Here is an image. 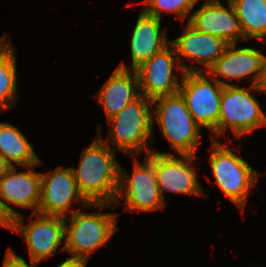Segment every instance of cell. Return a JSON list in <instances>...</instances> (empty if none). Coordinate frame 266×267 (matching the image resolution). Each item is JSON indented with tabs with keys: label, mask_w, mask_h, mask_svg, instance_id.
I'll use <instances>...</instances> for the list:
<instances>
[{
	"label": "cell",
	"mask_w": 266,
	"mask_h": 267,
	"mask_svg": "<svg viewBox=\"0 0 266 267\" xmlns=\"http://www.w3.org/2000/svg\"><path fill=\"white\" fill-rule=\"evenodd\" d=\"M116 151L96 135L81 152L78 168L72 166L78 190L88 203H115L121 166Z\"/></svg>",
	"instance_id": "cell-1"
},
{
	"label": "cell",
	"mask_w": 266,
	"mask_h": 267,
	"mask_svg": "<svg viewBox=\"0 0 266 267\" xmlns=\"http://www.w3.org/2000/svg\"><path fill=\"white\" fill-rule=\"evenodd\" d=\"M152 106V100L140 95L116 116L107 120L109 127H113L107 132L106 140L100 125L96 126L97 135L111 148L125 154L140 157L145 152V156L148 155L152 151L149 143L154 140Z\"/></svg>",
	"instance_id": "cell-2"
},
{
	"label": "cell",
	"mask_w": 266,
	"mask_h": 267,
	"mask_svg": "<svg viewBox=\"0 0 266 267\" xmlns=\"http://www.w3.org/2000/svg\"><path fill=\"white\" fill-rule=\"evenodd\" d=\"M258 91L264 92L261 86H223L219 120L211 131V140H217L231 130L240 141L241 136L266 126V114L254 93Z\"/></svg>",
	"instance_id": "cell-3"
},
{
	"label": "cell",
	"mask_w": 266,
	"mask_h": 267,
	"mask_svg": "<svg viewBox=\"0 0 266 267\" xmlns=\"http://www.w3.org/2000/svg\"><path fill=\"white\" fill-rule=\"evenodd\" d=\"M152 105L153 133L156 121L174 154L196 155L202 138L201 127L193 119L180 92L156 98L152 100Z\"/></svg>",
	"instance_id": "cell-4"
},
{
	"label": "cell",
	"mask_w": 266,
	"mask_h": 267,
	"mask_svg": "<svg viewBox=\"0 0 266 267\" xmlns=\"http://www.w3.org/2000/svg\"><path fill=\"white\" fill-rule=\"evenodd\" d=\"M78 209L65 216L64 245L61 251L71 254L70 257L88 263L90 254L107 245L113 234L118 231L116 213L96 211L88 213ZM70 223L67 224L66 221Z\"/></svg>",
	"instance_id": "cell-5"
},
{
	"label": "cell",
	"mask_w": 266,
	"mask_h": 267,
	"mask_svg": "<svg viewBox=\"0 0 266 267\" xmlns=\"http://www.w3.org/2000/svg\"><path fill=\"white\" fill-rule=\"evenodd\" d=\"M231 142V138H228L225 144L211 140L210 170L218 188L242 211L247 205L250 189L255 187L261 173L226 145Z\"/></svg>",
	"instance_id": "cell-6"
},
{
	"label": "cell",
	"mask_w": 266,
	"mask_h": 267,
	"mask_svg": "<svg viewBox=\"0 0 266 267\" xmlns=\"http://www.w3.org/2000/svg\"><path fill=\"white\" fill-rule=\"evenodd\" d=\"M74 202L91 209L114 207L112 203H88L78 190L72 167L58 166L53 172H41L38 214L65 217L72 207L71 212L76 211Z\"/></svg>",
	"instance_id": "cell-7"
},
{
	"label": "cell",
	"mask_w": 266,
	"mask_h": 267,
	"mask_svg": "<svg viewBox=\"0 0 266 267\" xmlns=\"http://www.w3.org/2000/svg\"><path fill=\"white\" fill-rule=\"evenodd\" d=\"M139 156H134L133 172L128 174L120 166V183L114 206L121 205L124 198V212L157 211L167 205L159 191L154 165L145 157L140 163Z\"/></svg>",
	"instance_id": "cell-8"
},
{
	"label": "cell",
	"mask_w": 266,
	"mask_h": 267,
	"mask_svg": "<svg viewBox=\"0 0 266 267\" xmlns=\"http://www.w3.org/2000/svg\"><path fill=\"white\" fill-rule=\"evenodd\" d=\"M145 157L154 165L159 191L165 203L164 193L167 192L207 198L194 166L196 155H176L153 149Z\"/></svg>",
	"instance_id": "cell-9"
},
{
	"label": "cell",
	"mask_w": 266,
	"mask_h": 267,
	"mask_svg": "<svg viewBox=\"0 0 266 267\" xmlns=\"http://www.w3.org/2000/svg\"><path fill=\"white\" fill-rule=\"evenodd\" d=\"M181 81L179 92L193 119L211 132L218 124L223 85L208 72H185Z\"/></svg>",
	"instance_id": "cell-10"
},
{
	"label": "cell",
	"mask_w": 266,
	"mask_h": 267,
	"mask_svg": "<svg viewBox=\"0 0 266 267\" xmlns=\"http://www.w3.org/2000/svg\"><path fill=\"white\" fill-rule=\"evenodd\" d=\"M32 218L27 225L21 214L9 224V230L17 233L25 240L31 260L41 262L54 255L59 246L63 245L64 224L62 216L31 214Z\"/></svg>",
	"instance_id": "cell-11"
},
{
	"label": "cell",
	"mask_w": 266,
	"mask_h": 267,
	"mask_svg": "<svg viewBox=\"0 0 266 267\" xmlns=\"http://www.w3.org/2000/svg\"><path fill=\"white\" fill-rule=\"evenodd\" d=\"M38 164L26 166L27 171H17V167H11L0 178V211L3 217L11 223L21 214L14 207L31 208L32 214L37 213L41 195V172L33 171ZM7 202V203H6ZM14 207H10L9 204Z\"/></svg>",
	"instance_id": "cell-12"
},
{
	"label": "cell",
	"mask_w": 266,
	"mask_h": 267,
	"mask_svg": "<svg viewBox=\"0 0 266 267\" xmlns=\"http://www.w3.org/2000/svg\"><path fill=\"white\" fill-rule=\"evenodd\" d=\"M175 66L182 77L185 72L180 65L174 46L170 43L136 69L140 95L154 100L179 92L182 78H179L178 73L173 72Z\"/></svg>",
	"instance_id": "cell-13"
},
{
	"label": "cell",
	"mask_w": 266,
	"mask_h": 267,
	"mask_svg": "<svg viewBox=\"0 0 266 267\" xmlns=\"http://www.w3.org/2000/svg\"><path fill=\"white\" fill-rule=\"evenodd\" d=\"M265 64L266 55L260 50L248 46L237 48V43H234L227 46L224 54L207 72L223 86H237V84L229 83L228 80L241 81L245 78L252 80V86H261Z\"/></svg>",
	"instance_id": "cell-14"
},
{
	"label": "cell",
	"mask_w": 266,
	"mask_h": 267,
	"mask_svg": "<svg viewBox=\"0 0 266 267\" xmlns=\"http://www.w3.org/2000/svg\"><path fill=\"white\" fill-rule=\"evenodd\" d=\"M170 43L175 48L184 72H207L229 45L224 39L197 31L188 22L183 33ZM184 59L202 64L203 67L187 64Z\"/></svg>",
	"instance_id": "cell-15"
},
{
	"label": "cell",
	"mask_w": 266,
	"mask_h": 267,
	"mask_svg": "<svg viewBox=\"0 0 266 267\" xmlns=\"http://www.w3.org/2000/svg\"><path fill=\"white\" fill-rule=\"evenodd\" d=\"M227 4L229 8L219 0H206L190 14L187 22L197 31L224 39L228 44L245 42L235 8L231 1L228 0Z\"/></svg>",
	"instance_id": "cell-16"
},
{
	"label": "cell",
	"mask_w": 266,
	"mask_h": 267,
	"mask_svg": "<svg viewBox=\"0 0 266 267\" xmlns=\"http://www.w3.org/2000/svg\"><path fill=\"white\" fill-rule=\"evenodd\" d=\"M161 20L148 15L142 9L139 12L135 26L130 36L131 65L126 66L124 61L118 68L136 70L153 55L162 51L170 44L166 28L161 29Z\"/></svg>",
	"instance_id": "cell-17"
},
{
	"label": "cell",
	"mask_w": 266,
	"mask_h": 267,
	"mask_svg": "<svg viewBox=\"0 0 266 267\" xmlns=\"http://www.w3.org/2000/svg\"><path fill=\"white\" fill-rule=\"evenodd\" d=\"M106 119L116 116L121 110L140 96L136 70L116 67L100 91L95 94Z\"/></svg>",
	"instance_id": "cell-18"
},
{
	"label": "cell",
	"mask_w": 266,
	"mask_h": 267,
	"mask_svg": "<svg viewBox=\"0 0 266 267\" xmlns=\"http://www.w3.org/2000/svg\"><path fill=\"white\" fill-rule=\"evenodd\" d=\"M33 148V145L17 127L7 122L0 123V155L12 167L38 164L40 159Z\"/></svg>",
	"instance_id": "cell-19"
},
{
	"label": "cell",
	"mask_w": 266,
	"mask_h": 267,
	"mask_svg": "<svg viewBox=\"0 0 266 267\" xmlns=\"http://www.w3.org/2000/svg\"><path fill=\"white\" fill-rule=\"evenodd\" d=\"M6 38L0 41V113L12 109L18 99L17 56L15 47Z\"/></svg>",
	"instance_id": "cell-20"
},
{
	"label": "cell",
	"mask_w": 266,
	"mask_h": 267,
	"mask_svg": "<svg viewBox=\"0 0 266 267\" xmlns=\"http://www.w3.org/2000/svg\"><path fill=\"white\" fill-rule=\"evenodd\" d=\"M235 8L244 39L266 43V0H230Z\"/></svg>",
	"instance_id": "cell-21"
},
{
	"label": "cell",
	"mask_w": 266,
	"mask_h": 267,
	"mask_svg": "<svg viewBox=\"0 0 266 267\" xmlns=\"http://www.w3.org/2000/svg\"><path fill=\"white\" fill-rule=\"evenodd\" d=\"M200 0H143L140 7L145 13L161 20L162 12L174 13L181 23L190 18V13ZM188 15V16H187Z\"/></svg>",
	"instance_id": "cell-22"
},
{
	"label": "cell",
	"mask_w": 266,
	"mask_h": 267,
	"mask_svg": "<svg viewBox=\"0 0 266 267\" xmlns=\"http://www.w3.org/2000/svg\"><path fill=\"white\" fill-rule=\"evenodd\" d=\"M30 264L31 265H29L21 256H18L9 246L6 251L2 267H36L39 262L30 259Z\"/></svg>",
	"instance_id": "cell-23"
},
{
	"label": "cell",
	"mask_w": 266,
	"mask_h": 267,
	"mask_svg": "<svg viewBox=\"0 0 266 267\" xmlns=\"http://www.w3.org/2000/svg\"><path fill=\"white\" fill-rule=\"evenodd\" d=\"M87 264L88 263H86L85 261L69 257V259L67 258V260L63 261L56 267H86Z\"/></svg>",
	"instance_id": "cell-24"
},
{
	"label": "cell",
	"mask_w": 266,
	"mask_h": 267,
	"mask_svg": "<svg viewBox=\"0 0 266 267\" xmlns=\"http://www.w3.org/2000/svg\"><path fill=\"white\" fill-rule=\"evenodd\" d=\"M12 165L0 155V178L7 173Z\"/></svg>",
	"instance_id": "cell-25"
},
{
	"label": "cell",
	"mask_w": 266,
	"mask_h": 267,
	"mask_svg": "<svg viewBox=\"0 0 266 267\" xmlns=\"http://www.w3.org/2000/svg\"><path fill=\"white\" fill-rule=\"evenodd\" d=\"M9 222L3 217L0 211V226L9 230Z\"/></svg>",
	"instance_id": "cell-26"
},
{
	"label": "cell",
	"mask_w": 266,
	"mask_h": 267,
	"mask_svg": "<svg viewBox=\"0 0 266 267\" xmlns=\"http://www.w3.org/2000/svg\"><path fill=\"white\" fill-rule=\"evenodd\" d=\"M264 93H266V64H265V74H264V79H263V82H262V85H261Z\"/></svg>",
	"instance_id": "cell-27"
},
{
	"label": "cell",
	"mask_w": 266,
	"mask_h": 267,
	"mask_svg": "<svg viewBox=\"0 0 266 267\" xmlns=\"http://www.w3.org/2000/svg\"><path fill=\"white\" fill-rule=\"evenodd\" d=\"M5 36H7V35L4 34L3 36H1V37H0V41H1Z\"/></svg>",
	"instance_id": "cell-28"
}]
</instances>
